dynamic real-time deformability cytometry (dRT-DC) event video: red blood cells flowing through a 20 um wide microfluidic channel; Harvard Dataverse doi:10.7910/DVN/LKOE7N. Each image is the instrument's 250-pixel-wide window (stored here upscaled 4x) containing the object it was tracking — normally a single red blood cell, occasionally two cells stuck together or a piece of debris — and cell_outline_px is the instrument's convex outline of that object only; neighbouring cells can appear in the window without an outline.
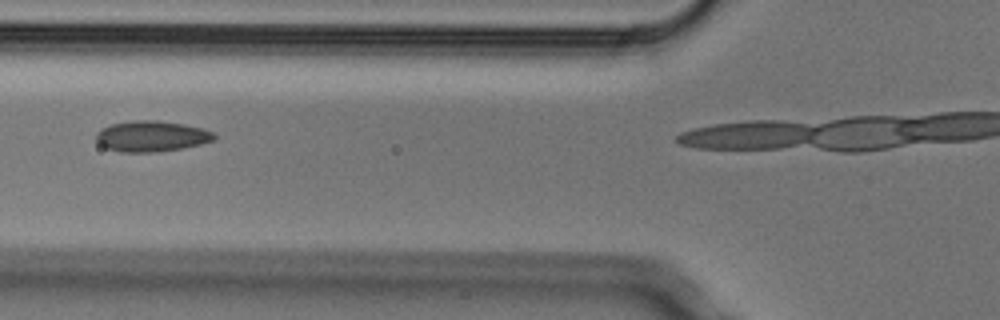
{"species": "Egyptian fruit bat (a non-hibernating species)", "species_latin": "Rousettus aegyptiacus", "temperature_condition": "cold", "stored_images_in_passage": 4, "camera_frame_rate_fps": 3000, "um_per_image_px": 0.085, "animal": {"sex": "male"}, "frame": {"image": 1, "passage_image": 3, "time_ms": 0.667, "image_size_px": [1000, 320], "cell_outline_px": [[216, 140], [200, 144], [180, 148], [156, 152], [120, 152], [104, 148], [96, 140], [96, 132], [100, 128], [112, 124], [136, 120], [160, 120], [184, 124], [204, 128], [212, 132], [216, 136]], "centroid_in_image_um": [12.87, 11.57], "position_along_channel_um": 112.9, "area_um2": 21.33}}